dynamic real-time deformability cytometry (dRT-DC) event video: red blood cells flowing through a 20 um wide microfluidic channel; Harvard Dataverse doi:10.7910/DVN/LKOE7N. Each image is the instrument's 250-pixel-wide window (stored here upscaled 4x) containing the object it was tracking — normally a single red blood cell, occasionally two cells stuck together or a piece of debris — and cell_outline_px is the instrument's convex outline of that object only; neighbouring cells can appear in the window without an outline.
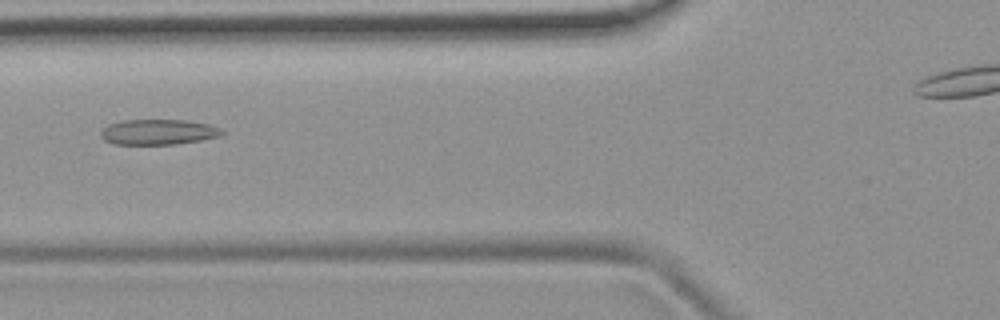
{"species": "common noctule bat (a hibernating species)", "species_latin": "Nyctalus noctula", "temperature_condition": "room temperature", "stored_images_in_passage": 47, "camera_frame_rate_fps": 3000, "um_per_image_px": 0.085, "animal": {"sex": "female", "body_mass_g": 19.9}, "frame": {"image": 1, "passage_image": 20, "time_ms": 6.333, "image_size_px": [1000, 320], "cell_outline_px": [[228, 132], [220, 136], [200, 140], [176, 144], [112, 144], [104, 140], [100, 136], [100, 132], [108, 124], [124, 120], [184, 120], [208, 124], [220, 128]], "centroid_in_image_um": [13.46, 11.22], "position_along_channel_um": 112.3, "area_um2": 17.98}}
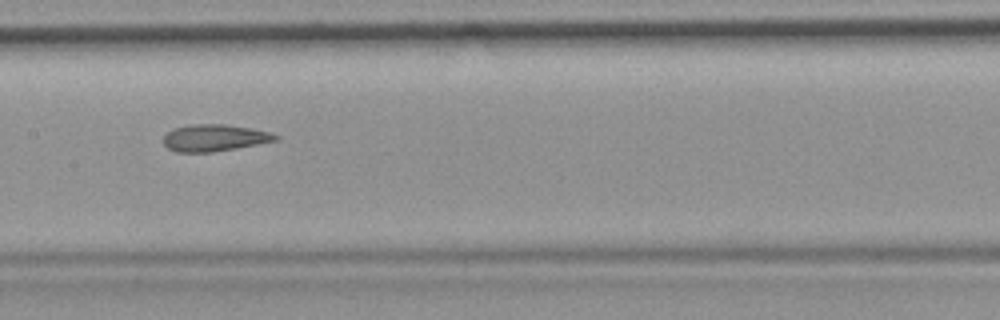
{"frame": {"image": 2, "passage_image": 26, "time_ms": 8.333, "image_size_px": [1000, 320], "cell_outline_px": [[280, 140], [236, 148], [212, 152], [176, 152], [168, 148], [164, 144], [164, 136], [168, 132], [176, 128], [188, 124], [224, 124], [252, 128], [268, 132], [280, 136]], "centroid_in_image_um": [18.25, 11.71], "position_along_channel_um": 189.1, "area_um2": 17.51}}
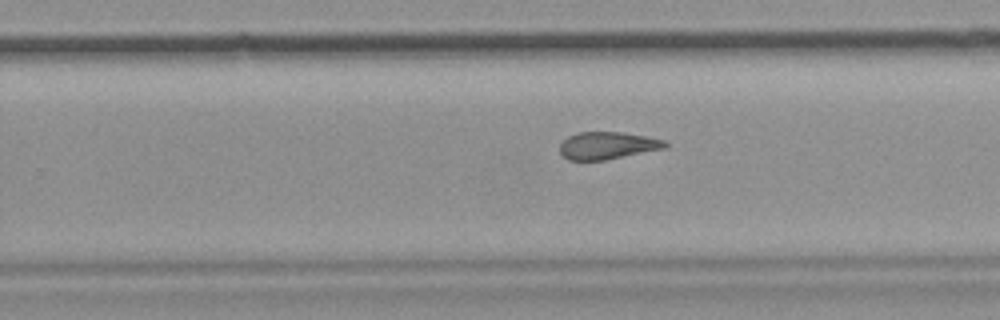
{"frame": {"image": 3, "passage_image": 33, "time_ms": 10.667, "image_size_px": [1000, 320], "cell_outline_px": [[668, 144], [664, 148], [604, 160], [568, 160], [560, 152], [560, 144], [568, 136], [576, 132], [624, 132], [664, 140]], "centroid_in_image_um": [51.59, 12.36], "position_along_channel_um": 278.2, "area_um2": 16.59}}